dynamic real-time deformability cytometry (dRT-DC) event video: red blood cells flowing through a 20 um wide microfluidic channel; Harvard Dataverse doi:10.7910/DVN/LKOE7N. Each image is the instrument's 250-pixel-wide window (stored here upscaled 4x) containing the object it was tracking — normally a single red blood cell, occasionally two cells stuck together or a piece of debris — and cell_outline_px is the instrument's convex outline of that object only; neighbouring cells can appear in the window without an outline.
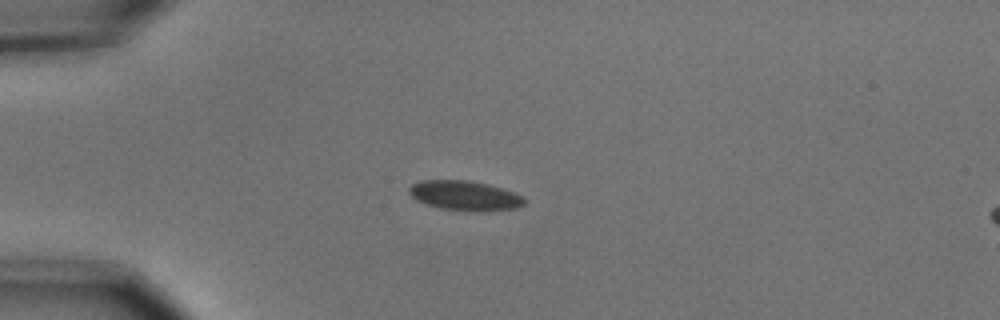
{"species": "common noctule bat (a hibernating species)", "species_latin": "Nyctalus noctula", "temperature_condition": "cold", "stored_images_in_passage": 7, "camera_frame_rate_fps": 3000, "um_per_image_px": 0.085, "animal": {"sex": "male", "body_mass_g": 15.6}, "frame": {"image": 1, "passage_image": 4, "time_ms": 1.0, "image_size_px": [1000, 320], "cell_outline_px": [[528, 200], [524, 204], [516, 208], [480, 212], [440, 208], [424, 204], [416, 200], [408, 192], [408, 188], [412, 184], [420, 180], [468, 180], [488, 184], [524, 196]], "centroid_in_image_um": [39.5, 16.63], "position_along_channel_um": 45.5, "area_um2": 20.11}}
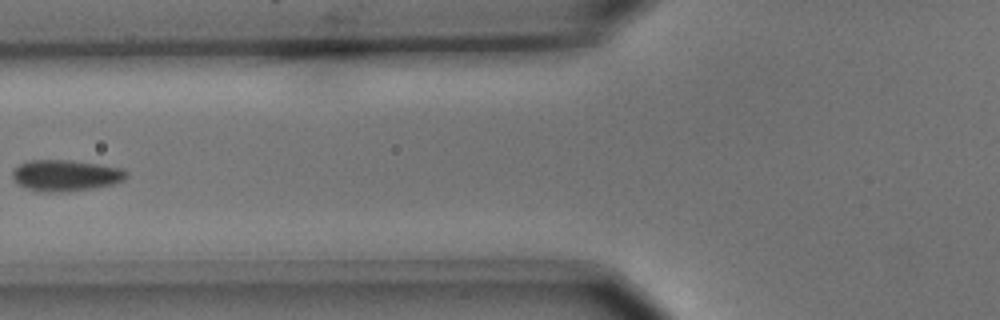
{"frame": {"image": 2, "passage_image": 6, "time_ms": 1.667, "image_size_px": [1000, 320], "cell_outline_px": [[128, 176], [124, 180], [112, 184], [92, 188], [60, 192], [40, 192], [28, 188], [20, 184], [12, 176], [12, 172], [20, 164], [32, 160], [68, 160], [96, 164], [120, 168], [128, 172]], "centroid_in_image_um": [5.6, 14.91], "position_along_channel_um": 120.2, "area_um2": 20.35}}
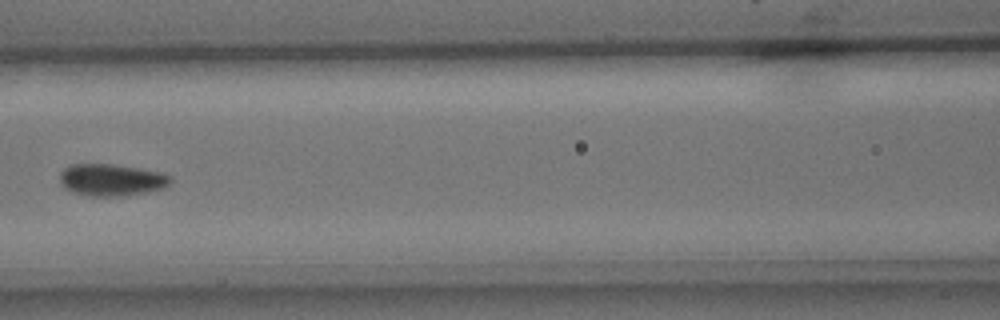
{"frame": {"image": 3, "passage_image": 7, "time_ms": 2.0, "image_size_px": [1000, 320], "cell_outline_px": [[172, 184], [164, 188], [148, 192], [116, 196], [88, 196], [72, 192], [64, 188], [60, 184], [60, 172], [68, 164], [112, 164], [160, 172], [172, 176]], "centroid_in_image_um": [9.46, 15.29], "position_along_channel_um": 157.1, "area_um2": 20.81}}